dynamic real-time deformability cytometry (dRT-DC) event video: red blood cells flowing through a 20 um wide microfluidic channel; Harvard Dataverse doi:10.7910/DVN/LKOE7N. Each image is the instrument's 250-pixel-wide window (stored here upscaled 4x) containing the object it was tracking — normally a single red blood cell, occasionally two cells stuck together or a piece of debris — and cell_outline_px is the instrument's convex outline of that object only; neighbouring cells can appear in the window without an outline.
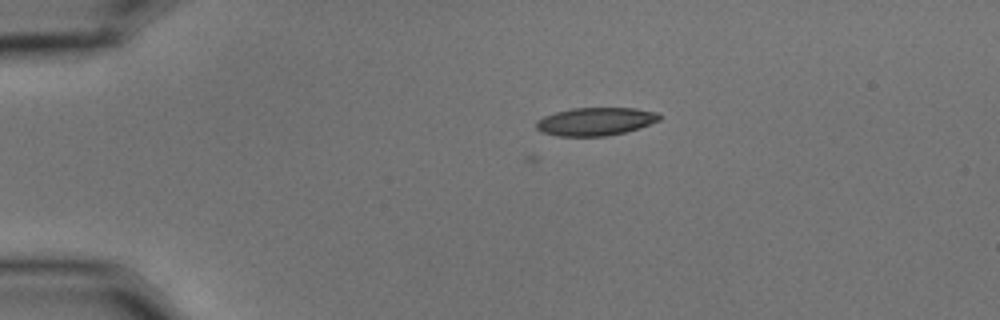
{"species": "common noctule bat (a hibernating species)", "species_latin": "Nyctalus noctula", "temperature_condition": "cold", "stored_images_in_passage": 6, "camera_frame_rate_fps": 3000, "um_per_image_px": 0.085, "animal": {"sex": "male", "body_mass_g": 15.6}, "frame": {"image": 1, "passage_image": 1, "time_ms": 0.0, "image_size_px": [1000, 320], "cell_outline_px": [[660, 120], [624, 132], [604, 136], [556, 136], [544, 132], [536, 128], [536, 120], [544, 116], [556, 112], [572, 108], [636, 108], [656, 112], [660, 116]], "centroid_in_image_um": [50.58, 10.32], "position_along_channel_um": 34.4, "area_um2": 19.88}}